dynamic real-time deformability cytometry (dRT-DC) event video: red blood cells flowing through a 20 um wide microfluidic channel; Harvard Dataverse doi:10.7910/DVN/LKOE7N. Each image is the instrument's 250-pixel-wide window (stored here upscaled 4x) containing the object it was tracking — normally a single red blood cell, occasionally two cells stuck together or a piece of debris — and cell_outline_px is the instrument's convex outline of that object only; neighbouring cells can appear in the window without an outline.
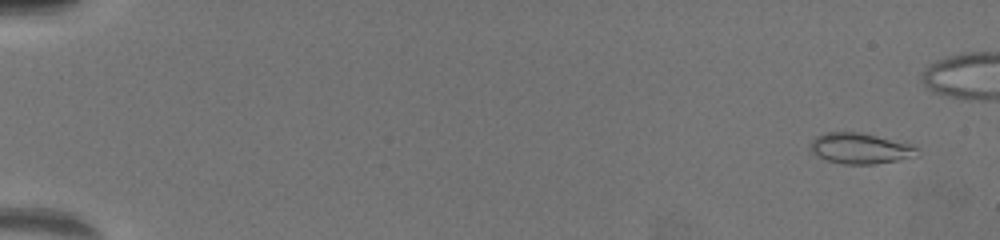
{"species": "common noctule bat (a hibernating species)", "species_latin": "Nyctalus noctula", "temperature_condition": "warm", "stored_images_in_passage": 61, "camera_frame_rate_fps": 3000, "um_per_image_px": 0.085, "animal": {"sex": "female", "body_mass_g": 19.5, "forearm_length_mm": 54.1}, "frame": {"image": 1, "passage_image": 4, "time_ms": 1.0, "image_size_px": [1000, 240], "cell_outline_px": [[920, 156], [872, 164], [844, 164], [828, 160], [812, 152], [808, 144], [816, 136], [824, 132], [860, 132], [908, 144], [916, 148], [920, 152]], "centroid_in_image_um": [73.09, 12.61], "position_along_channel_um": 11.9, "area_um2": 18.9}}
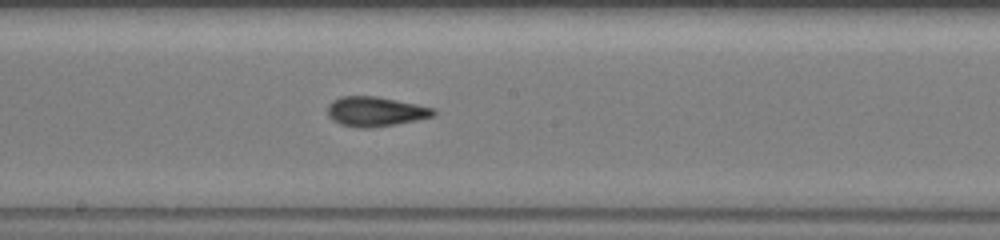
{"frame": {"image": 2, "passage_image": 39, "time_ms": 12.667, "image_size_px": [1000, 240], "cell_outline_px": [[436, 112], [432, 116], [416, 120], [396, 124], [372, 128], [356, 128], [340, 124], [332, 120], [328, 116], [328, 104], [332, 100], [340, 96], [376, 96], [436, 108]], "centroid_in_image_um": [31.88, 9.48], "position_along_channel_um": 216.3, "area_um2": 18.44}}
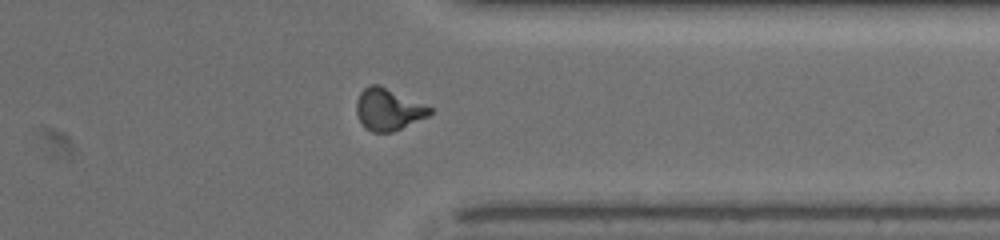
{"frame": {"image": 3, "passage_image": 54, "time_ms": 17.667, "image_size_px": [1000, 240], "cell_outline_px": [[432, 112], [428, 116], [392, 132], [372, 132], [364, 128], [356, 112], [356, 100], [360, 92], [368, 84], [380, 84], [432, 108]], "centroid_in_image_um": [32.96, 9.29], "position_along_channel_um": 378.4, "area_um2": 17.86}}